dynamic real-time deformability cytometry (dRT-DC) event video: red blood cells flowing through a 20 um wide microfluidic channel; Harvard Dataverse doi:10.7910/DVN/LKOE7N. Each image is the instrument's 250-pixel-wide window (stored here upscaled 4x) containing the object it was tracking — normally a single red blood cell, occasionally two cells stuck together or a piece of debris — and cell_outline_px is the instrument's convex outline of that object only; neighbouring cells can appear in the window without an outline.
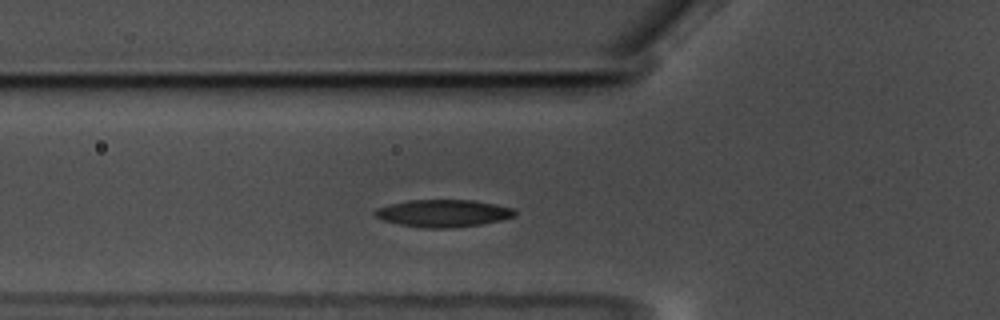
{"species": "common noctule bat (a hibernating species)", "species_latin": "Nyctalus noctula", "temperature_condition": "warm", "stored_images_in_passage": 44, "camera_frame_rate_fps": 3000, "um_per_image_px": 0.085, "animal": {"sex": "male", "body_mass_g": 17.5, "forearm_length_mm": 52.3}, "frame": {"image": 1, "passage_image": 13, "time_ms": 4.0, "image_size_px": [1000, 320], "cell_outline_px": [[516, 216], [500, 220], [480, 224], [452, 228], [428, 228], [400, 224], [384, 220], [376, 216], [372, 212], [376, 208], [388, 204], [408, 200], [472, 200], [496, 204], [516, 208]], "centroid_in_image_um": [37.69, 18.11], "position_along_channel_um": 88.1, "area_um2": 22.31}}
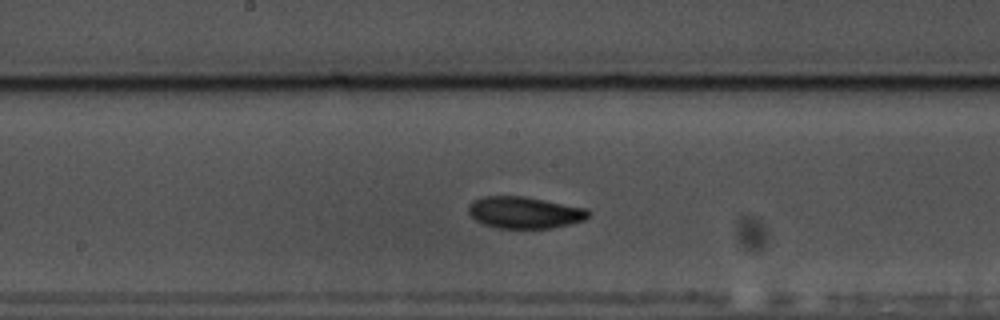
{"frame": {"image": 2, "passage_image": 23, "time_ms": 7.333, "image_size_px": [1000, 320], "cell_outline_px": [[592, 212], [584, 220], [552, 228], [496, 228], [484, 224], [476, 220], [468, 212], [468, 204], [472, 200], [484, 196], [524, 196], [588, 208]], "centroid_in_image_um": [44.59, 18.05], "position_along_channel_um": 203.6, "area_um2": 22.31}}
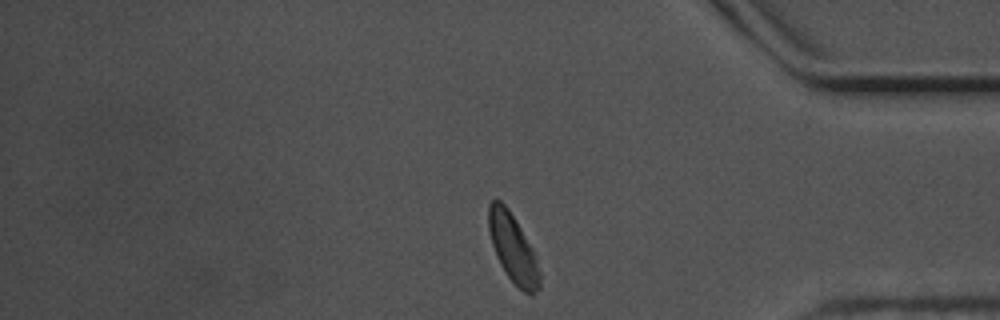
{"frame": {"image": 3, "passage_image": 41, "time_ms": 13.333, "image_size_px": [1000, 320], "cell_outline_px": [[540, 288], [532, 296], [524, 292], [504, 272], [496, 256], [492, 244], [488, 228], [488, 204], [496, 196], [508, 208], [516, 220], [532, 248], [536, 256], [540, 272]], "centroid_in_image_um": [43.6, 21.09], "position_along_channel_um": 391.6, "area_um2": 20.52}, "authors_computed_cell_mechanics": {"area_um2": 21.675, "velocity_mm_per_s": 3.4705, "shape_relaxation_time_tau1_ms": 2.9814, "shape_relaxation_time_tau2_ms": 5.0969, "deformation_change_tau1": 0.11, "deformation_change_tau2": 0.0914}}